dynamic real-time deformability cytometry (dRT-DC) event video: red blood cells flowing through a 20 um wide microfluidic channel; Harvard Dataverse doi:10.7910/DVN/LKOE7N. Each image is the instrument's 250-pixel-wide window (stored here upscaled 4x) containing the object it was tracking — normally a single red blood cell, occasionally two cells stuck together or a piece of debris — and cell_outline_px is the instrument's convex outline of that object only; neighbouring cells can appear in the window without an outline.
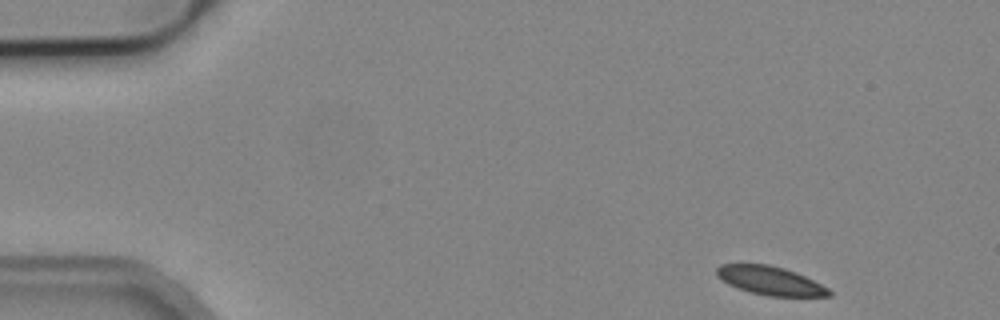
{"species": "common noctule bat (a hibernating species)", "species_latin": "Nyctalus noctula", "temperature_condition": "cold", "stored_images_in_passage": 5, "camera_frame_rate_fps": 3000, "um_per_image_px": 0.085, "animal": {"sex": "male", "body_mass_g": 19.2, "forearm_length_mm": 51.8}, "frame": {"image": 1, "passage_image": 1, "time_ms": 0.0, "image_size_px": [1000, 320], "cell_outline_px": [[832, 296], [768, 296], [736, 288], [728, 284], [716, 276], [716, 268], [720, 264], [768, 264], [784, 268], [796, 272], [828, 288], [832, 292]], "centroid_in_image_um": [65.44, 23.85], "position_along_channel_um": 19.6, "area_um2": 18.67}}